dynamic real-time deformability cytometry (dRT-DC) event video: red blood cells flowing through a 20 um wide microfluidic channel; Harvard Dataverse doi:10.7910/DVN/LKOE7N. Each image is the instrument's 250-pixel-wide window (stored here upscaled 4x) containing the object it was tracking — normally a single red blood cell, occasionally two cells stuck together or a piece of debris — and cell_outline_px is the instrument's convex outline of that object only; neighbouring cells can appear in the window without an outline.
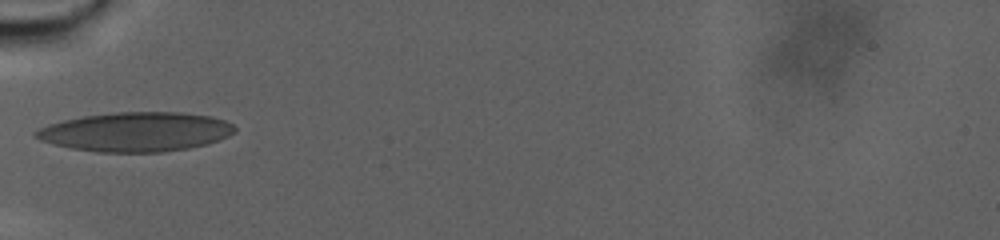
{"species": "human", "species_latin": "Homo sapiens", "temperature_condition": "warm", "stored_images_in_passage": 60, "camera_frame_rate_fps": 3000, "um_per_image_px": 0.085, "donor": {"sex": "male"}, "frame": {"image": 1, "passage_image": 1, "time_ms": 0.0, "image_size_px": [1000, 240], "cell_outline_px": [[236, 132], [220, 140], [208, 144], [188, 148], [164, 152], [96, 152], [72, 148], [52, 144], [40, 140], [32, 136], [32, 132], [48, 124], [64, 120], [84, 116], [116, 112], [184, 112], [212, 116], [224, 120], [232, 124], [236, 128]], "centroid_in_image_um": [11.56, 11.21], "position_along_channel_um": 73.4, "area_um2": 45.89}}
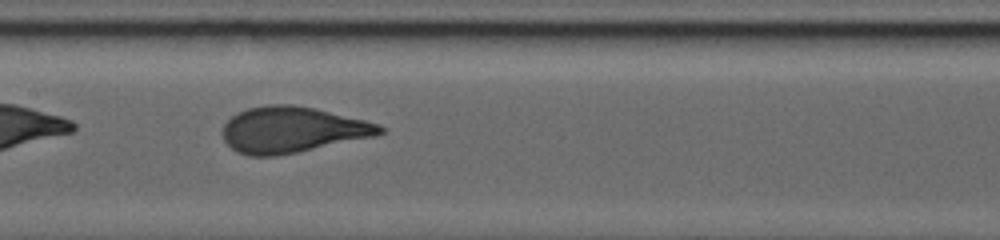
{"frame": {"image": 2, "passage_image": 17, "time_ms": 5.333, "image_size_px": [1000, 240], "cell_outline_px": [[384, 132], [372, 136], [296, 152], [276, 156], [248, 156], [236, 152], [224, 140], [224, 124], [236, 112], [248, 108], [268, 104], [292, 104], [316, 108], [380, 124], [384, 128]], "centroid_in_image_um": [24.8, 11.01], "position_along_channel_um": 182.6, "area_um2": 41.73}}
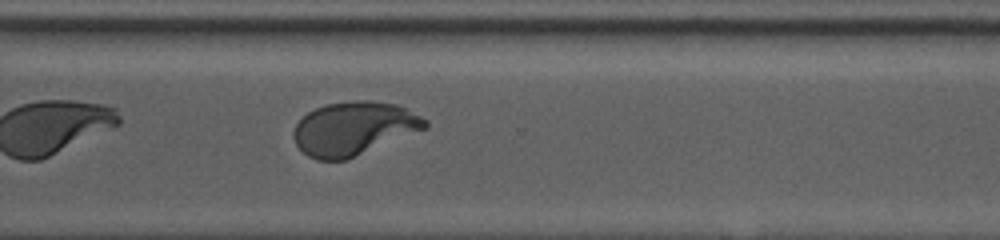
{"frame": {"image": 3, "passage_image": 40, "time_ms": 13.0, "image_size_px": [1000, 240], "cell_outline_px": [[428, 128], [344, 160], [316, 160], [308, 156], [296, 144], [292, 136], [292, 132], [296, 124], [308, 112], [316, 108], [328, 104], [356, 100], [364, 100], [396, 104], [428, 120]], "centroid_in_image_um": [30.06, 10.92], "position_along_channel_um": 340.5, "area_um2": 40.58}, "authors_computed_cell_mechanics": {"area_um2": 41.2114, "velocity_mm_per_s": 2.0684, "shape_relaxation_time_tau1_ms": 8.2814, "shape_relaxation_time_tau2_ms": null, "deformation_change_tau1": 0.2387, "deformation_change_tau2": null}}